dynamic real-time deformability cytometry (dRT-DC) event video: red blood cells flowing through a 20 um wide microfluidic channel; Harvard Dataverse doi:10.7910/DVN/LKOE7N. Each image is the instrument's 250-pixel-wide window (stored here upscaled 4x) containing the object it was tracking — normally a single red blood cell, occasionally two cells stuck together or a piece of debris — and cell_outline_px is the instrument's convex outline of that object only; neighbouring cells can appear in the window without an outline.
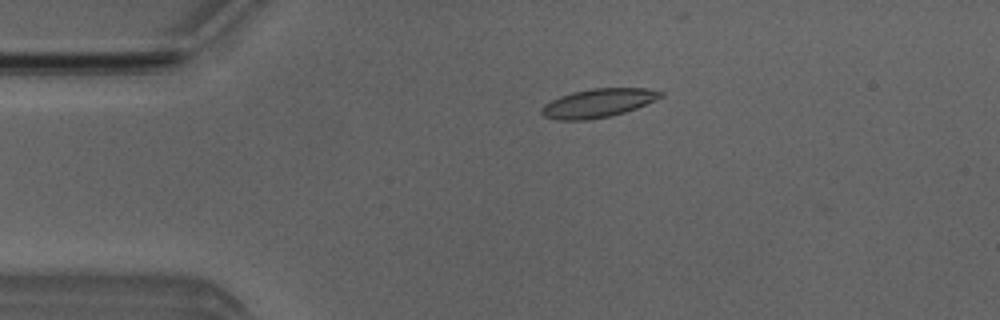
{"species": "Egyptian fruit bat (a non-hibernating species)", "species_latin": "Rousettus aegyptiacus", "temperature_condition": "room temperature", "stored_images_in_passage": 50, "camera_frame_rate_fps": 3000, "um_per_image_px": 0.085, "animal": {"sex": "male"}, "frame": {"image": 1, "passage_image": 8, "time_ms": 2.333, "image_size_px": [1000, 320], "cell_outline_px": [[664, 96], [636, 108], [624, 112], [608, 116], [588, 120], [556, 120], [544, 116], [540, 112], [540, 108], [544, 104], [560, 96], [572, 92], [592, 88], [648, 88], [664, 92]], "centroid_in_image_um": [50.82, 8.75], "position_along_channel_um": 34.2, "area_um2": 19.88}}
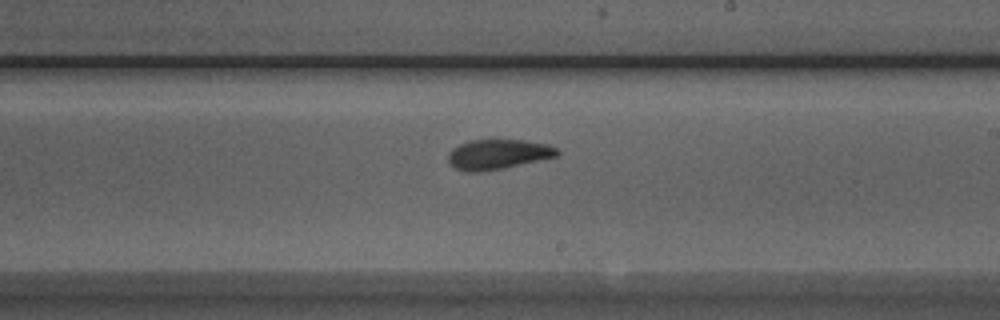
{"frame": {"image": 2, "passage_image": 27, "time_ms": 8.667, "image_size_px": [1000, 320], "cell_outline_px": [[560, 152], [556, 156], [504, 168], [480, 172], [464, 172], [456, 168], [448, 160], [448, 152], [452, 148], [460, 144], [472, 140], [524, 140], [548, 144], [556, 148]], "centroid_in_image_um": [42.31, 13.12], "position_along_channel_um": 246.7, "area_um2": 18.9}}
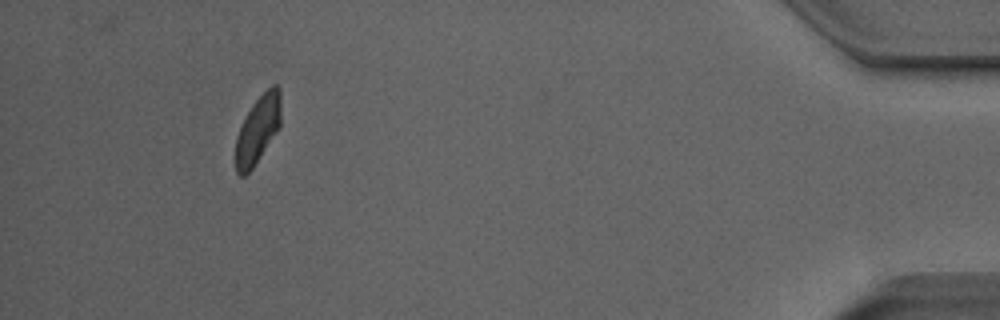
{"frame": {"image": 3, "passage_image": 45, "time_ms": 14.667, "image_size_px": [1000, 320], "cell_outline_px": [[280, 128], [252, 168], [244, 176], [240, 176], [236, 172], [236, 136], [252, 104], [272, 84], [276, 84], [280, 88]], "centroid_in_image_um": [21.93, 11.0], "position_along_channel_um": 413.3, "area_um2": 17.63}, "authors_computed_cell_mechanics": {"area_um2": 19.1318, "velocity_mm_per_s": 3.9616, "shape_relaxation_time_tau1_ms": 6.0714, "shape_relaxation_time_tau2_ms": 2.3144, "deformation_change_tau1": 0.1497, "deformation_change_tau2": 0.0782}}